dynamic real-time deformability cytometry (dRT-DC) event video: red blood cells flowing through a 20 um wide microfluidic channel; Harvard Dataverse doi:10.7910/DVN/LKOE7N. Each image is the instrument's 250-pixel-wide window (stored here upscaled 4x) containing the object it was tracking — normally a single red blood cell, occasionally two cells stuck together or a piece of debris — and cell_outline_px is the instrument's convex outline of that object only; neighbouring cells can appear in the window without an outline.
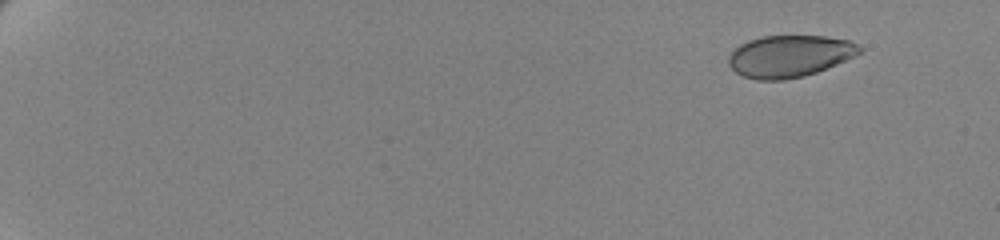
{"species": "human", "species_latin": "Homo sapiens", "temperature_condition": "cold", "stored_images_in_passage": 57, "camera_frame_rate_fps": 3000, "um_per_image_px": 0.085, "donor": {"sex": "female"}, "frame": {"image": 1, "passage_image": 1, "time_ms": 0.0, "image_size_px": [1000, 240], "cell_outline_px": [[864, 52], [856, 56], [816, 72], [804, 76], [784, 80], [756, 80], [744, 76], [736, 72], [728, 64], [728, 56], [740, 44], [748, 40], [764, 36], [824, 36], [848, 40], [860, 44], [864, 48]], "centroid_in_image_um": [67.15, 4.77], "position_along_channel_um": 17.8, "area_um2": 32.14}}
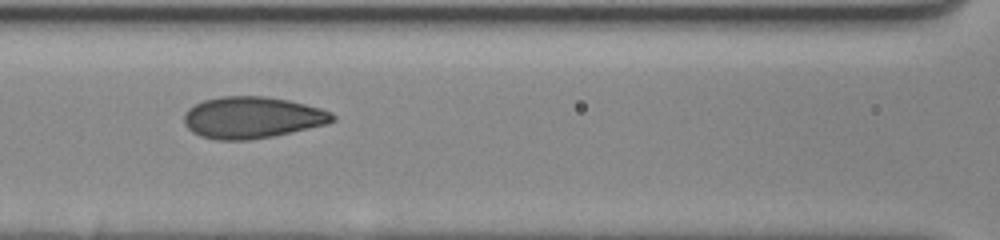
{"frame": {"image": 2, "passage_image": 27, "time_ms": 8.667, "image_size_px": [1000, 240], "cell_outline_px": [[336, 120], [328, 124], [272, 136], [248, 140], [216, 140], [200, 136], [192, 132], [184, 124], [184, 112], [188, 108], [204, 100], [220, 96], [264, 96], [288, 100], [320, 108], [332, 112], [336, 116]], "centroid_in_image_um": [21.43, 9.99], "position_along_channel_um": 145.2, "area_um2": 36.13}}
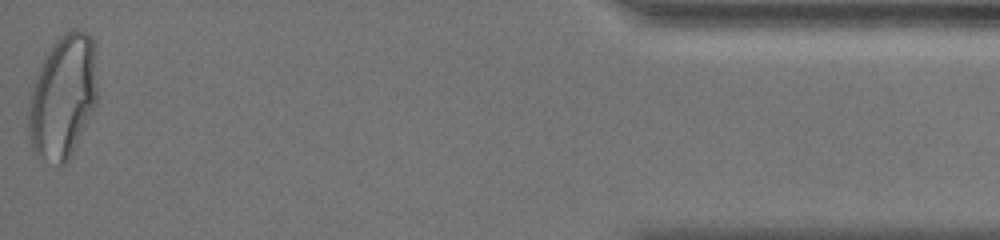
{"frame": {"image": 3, "passage_image": 57, "time_ms": 18.667, "image_size_px": [1000, 240], "cell_outline_px": [[96, 104], [68, 160], [64, 164], [56, 164], [40, 160], [36, 156], [32, 148], [28, 136], [28, 104], [32, 84], [44, 56], [52, 44], [64, 32], [72, 28], [76, 28], [88, 32], [92, 36], [96, 44]], "centroid_in_image_um": [5.33, 8.18], "position_along_channel_um": 429.9, "area_um2": 50.4}, "authors_computed_cell_mechanics": {"area_um2": 34.8534, "velocity_mm_per_s": 3.4506, "shape_relaxation_time_tau1_ms": 7.3113, "shape_relaxation_time_tau2_ms": null, "deformation_change_tau1": 0.1771, "deformation_change_tau2": null}}